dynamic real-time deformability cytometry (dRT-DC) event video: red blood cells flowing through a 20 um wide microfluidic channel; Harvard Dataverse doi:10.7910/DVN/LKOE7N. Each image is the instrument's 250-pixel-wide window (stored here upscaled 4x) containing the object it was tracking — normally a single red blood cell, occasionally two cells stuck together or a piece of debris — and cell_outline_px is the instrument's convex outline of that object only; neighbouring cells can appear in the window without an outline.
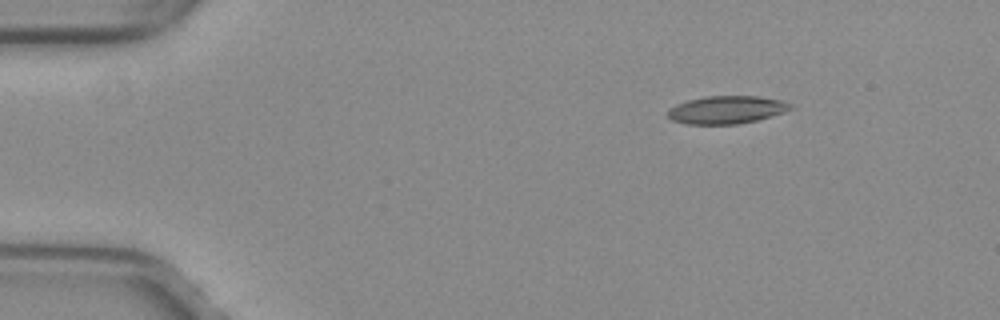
{"species": "common noctule bat (a hibernating species)", "species_latin": "Nyctalus noctula", "temperature_condition": "warm", "stored_images_in_passage": 8, "camera_frame_rate_fps": 3000, "um_per_image_px": 0.085, "animal": {"sex": "female", "body_mass_g": 29.2, "forearm_length_mm": 56.3}, "frame": {"image": 1, "passage_image": 1, "time_ms": 0.0, "image_size_px": [1000, 320], "cell_outline_px": [[796, 108], [784, 112], [756, 120], [736, 124], [684, 124], [672, 120], [668, 116], [668, 108], [676, 104], [688, 100], [704, 96], [756, 96], [780, 100], [792, 104]], "centroid_in_image_um": [61.75, 9.33], "position_along_channel_um": 23.3, "area_um2": 19.94}}